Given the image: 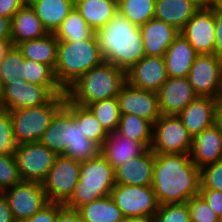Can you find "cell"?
<instances>
[{
    "label": "cell",
    "mask_w": 222,
    "mask_h": 222,
    "mask_svg": "<svg viewBox=\"0 0 222 222\" xmlns=\"http://www.w3.org/2000/svg\"><path fill=\"white\" fill-rule=\"evenodd\" d=\"M218 102L217 98L197 96L177 115L191 137L215 124V110Z\"/></svg>",
    "instance_id": "21"
},
{
    "label": "cell",
    "mask_w": 222,
    "mask_h": 222,
    "mask_svg": "<svg viewBox=\"0 0 222 222\" xmlns=\"http://www.w3.org/2000/svg\"><path fill=\"white\" fill-rule=\"evenodd\" d=\"M146 149L141 142L126 138L115 131L109 133L100 146V154L115 169L141 155Z\"/></svg>",
    "instance_id": "23"
},
{
    "label": "cell",
    "mask_w": 222,
    "mask_h": 222,
    "mask_svg": "<svg viewBox=\"0 0 222 222\" xmlns=\"http://www.w3.org/2000/svg\"><path fill=\"white\" fill-rule=\"evenodd\" d=\"M200 189L222 191V159L203 166L201 169Z\"/></svg>",
    "instance_id": "42"
},
{
    "label": "cell",
    "mask_w": 222,
    "mask_h": 222,
    "mask_svg": "<svg viewBox=\"0 0 222 222\" xmlns=\"http://www.w3.org/2000/svg\"><path fill=\"white\" fill-rule=\"evenodd\" d=\"M115 185V169L99 153L80 163L79 182L64 206L77 210L91 201L109 196Z\"/></svg>",
    "instance_id": "6"
},
{
    "label": "cell",
    "mask_w": 222,
    "mask_h": 222,
    "mask_svg": "<svg viewBox=\"0 0 222 222\" xmlns=\"http://www.w3.org/2000/svg\"><path fill=\"white\" fill-rule=\"evenodd\" d=\"M210 2H187L184 0H156L154 18L175 26L179 31L189 19Z\"/></svg>",
    "instance_id": "26"
},
{
    "label": "cell",
    "mask_w": 222,
    "mask_h": 222,
    "mask_svg": "<svg viewBox=\"0 0 222 222\" xmlns=\"http://www.w3.org/2000/svg\"><path fill=\"white\" fill-rule=\"evenodd\" d=\"M56 95H66L61 87L31 84L17 78L0 90V109L13 111L48 104Z\"/></svg>",
    "instance_id": "8"
},
{
    "label": "cell",
    "mask_w": 222,
    "mask_h": 222,
    "mask_svg": "<svg viewBox=\"0 0 222 222\" xmlns=\"http://www.w3.org/2000/svg\"><path fill=\"white\" fill-rule=\"evenodd\" d=\"M0 222H15L7 199L0 193Z\"/></svg>",
    "instance_id": "48"
},
{
    "label": "cell",
    "mask_w": 222,
    "mask_h": 222,
    "mask_svg": "<svg viewBox=\"0 0 222 222\" xmlns=\"http://www.w3.org/2000/svg\"><path fill=\"white\" fill-rule=\"evenodd\" d=\"M125 83L126 71L103 61L83 74L65 93L72 103L87 106L95 101L117 98Z\"/></svg>",
    "instance_id": "4"
},
{
    "label": "cell",
    "mask_w": 222,
    "mask_h": 222,
    "mask_svg": "<svg viewBox=\"0 0 222 222\" xmlns=\"http://www.w3.org/2000/svg\"><path fill=\"white\" fill-rule=\"evenodd\" d=\"M25 58L21 50L14 45H10L0 60V90L5 85H10V81L21 78L23 63Z\"/></svg>",
    "instance_id": "36"
},
{
    "label": "cell",
    "mask_w": 222,
    "mask_h": 222,
    "mask_svg": "<svg viewBox=\"0 0 222 222\" xmlns=\"http://www.w3.org/2000/svg\"><path fill=\"white\" fill-rule=\"evenodd\" d=\"M121 115L133 114L154 124L162 115L156 92L123 85L117 95Z\"/></svg>",
    "instance_id": "16"
},
{
    "label": "cell",
    "mask_w": 222,
    "mask_h": 222,
    "mask_svg": "<svg viewBox=\"0 0 222 222\" xmlns=\"http://www.w3.org/2000/svg\"><path fill=\"white\" fill-rule=\"evenodd\" d=\"M155 153L147 148L141 155L115 168L116 184L152 186Z\"/></svg>",
    "instance_id": "19"
},
{
    "label": "cell",
    "mask_w": 222,
    "mask_h": 222,
    "mask_svg": "<svg viewBox=\"0 0 222 222\" xmlns=\"http://www.w3.org/2000/svg\"><path fill=\"white\" fill-rule=\"evenodd\" d=\"M58 203L49 202L31 218L24 222H56Z\"/></svg>",
    "instance_id": "45"
},
{
    "label": "cell",
    "mask_w": 222,
    "mask_h": 222,
    "mask_svg": "<svg viewBox=\"0 0 222 222\" xmlns=\"http://www.w3.org/2000/svg\"><path fill=\"white\" fill-rule=\"evenodd\" d=\"M58 41H82L93 38L96 32L74 7L54 33Z\"/></svg>",
    "instance_id": "33"
},
{
    "label": "cell",
    "mask_w": 222,
    "mask_h": 222,
    "mask_svg": "<svg viewBox=\"0 0 222 222\" xmlns=\"http://www.w3.org/2000/svg\"><path fill=\"white\" fill-rule=\"evenodd\" d=\"M167 78L164 57L144 56L126 71L129 85L153 92H157Z\"/></svg>",
    "instance_id": "17"
},
{
    "label": "cell",
    "mask_w": 222,
    "mask_h": 222,
    "mask_svg": "<svg viewBox=\"0 0 222 222\" xmlns=\"http://www.w3.org/2000/svg\"><path fill=\"white\" fill-rule=\"evenodd\" d=\"M188 79L197 96L218 99L222 81V57L199 54L191 66Z\"/></svg>",
    "instance_id": "14"
},
{
    "label": "cell",
    "mask_w": 222,
    "mask_h": 222,
    "mask_svg": "<svg viewBox=\"0 0 222 222\" xmlns=\"http://www.w3.org/2000/svg\"><path fill=\"white\" fill-rule=\"evenodd\" d=\"M87 107L108 133L117 130L121 117L117 98L95 101L88 104Z\"/></svg>",
    "instance_id": "35"
},
{
    "label": "cell",
    "mask_w": 222,
    "mask_h": 222,
    "mask_svg": "<svg viewBox=\"0 0 222 222\" xmlns=\"http://www.w3.org/2000/svg\"><path fill=\"white\" fill-rule=\"evenodd\" d=\"M29 5L48 33H55L75 7V0H35Z\"/></svg>",
    "instance_id": "27"
},
{
    "label": "cell",
    "mask_w": 222,
    "mask_h": 222,
    "mask_svg": "<svg viewBox=\"0 0 222 222\" xmlns=\"http://www.w3.org/2000/svg\"><path fill=\"white\" fill-rule=\"evenodd\" d=\"M96 37L103 60L124 71L145 56L140 28L119 11L96 31Z\"/></svg>",
    "instance_id": "2"
},
{
    "label": "cell",
    "mask_w": 222,
    "mask_h": 222,
    "mask_svg": "<svg viewBox=\"0 0 222 222\" xmlns=\"http://www.w3.org/2000/svg\"><path fill=\"white\" fill-rule=\"evenodd\" d=\"M155 222H191L187 203L159 205Z\"/></svg>",
    "instance_id": "40"
},
{
    "label": "cell",
    "mask_w": 222,
    "mask_h": 222,
    "mask_svg": "<svg viewBox=\"0 0 222 222\" xmlns=\"http://www.w3.org/2000/svg\"><path fill=\"white\" fill-rule=\"evenodd\" d=\"M48 31L42 25L30 5L25 4L11 18V41L10 45L18 44L45 37Z\"/></svg>",
    "instance_id": "24"
},
{
    "label": "cell",
    "mask_w": 222,
    "mask_h": 222,
    "mask_svg": "<svg viewBox=\"0 0 222 222\" xmlns=\"http://www.w3.org/2000/svg\"><path fill=\"white\" fill-rule=\"evenodd\" d=\"M116 132L126 138L141 142L146 148L152 145L153 124L136 115H121Z\"/></svg>",
    "instance_id": "32"
},
{
    "label": "cell",
    "mask_w": 222,
    "mask_h": 222,
    "mask_svg": "<svg viewBox=\"0 0 222 222\" xmlns=\"http://www.w3.org/2000/svg\"><path fill=\"white\" fill-rule=\"evenodd\" d=\"M186 203L191 222H222L200 194L191 197Z\"/></svg>",
    "instance_id": "39"
},
{
    "label": "cell",
    "mask_w": 222,
    "mask_h": 222,
    "mask_svg": "<svg viewBox=\"0 0 222 222\" xmlns=\"http://www.w3.org/2000/svg\"><path fill=\"white\" fill-rule=\"evenodd\" d=\"M213 15L215 24L214 54L222 57V2L213 0Z\"/></svg>",
    "instance_id": "43"
},
{
    "label": "cell",
    "mask_w": 222,
    "mask_h": 222,
    "mask_svg": "<svg viewBox=\"0 0 222 222\" xmlns=\"http://www.w3.org/2000/svg\"><path fill=\"white\" fill-rule=\"evenodd\" d=\"M0 41L8 42L11 41V20L0 16Z\"/></svg>",
    "instance_id": "49"
},
{
    "label": "cell",
    "mask_w": 222,
    "mask_h": 222,
    "mask_svg": "<svg viewBox=\"0 0 222 222\" xmlns=\"http://www.w3.org/2000/svg\"><path fill=\"white\" fill-rule=\"evenodd\" d=\"M189 44L199 54H214L215 24L213 15V0L200 8L180 30Z\"/></svg>",
    "instance_id": "15"
},
{
    "label": "cell",
    "mask_w": 222,
    "mask_h": 222,
    "mask_svg": "<svg viewBox=\"0 0 222 222\" xmlns=\"http://www.w3.org/2000/svg\"><path fill=\"white\" fill-rule=\"evenodd\" d=\"M209 207L218 215L222 220V191L212 189H200L199 193Z\"/></svg>",
    "instance_id": "44"
},
{
    "label": "cell",
    "mask_w": 222,
    "mask_h": 222,
    "mask_svg": "<svg viewBox=\"0 0 222 222\" xmlns=\"http://www.w3.org/2000/svg\"><path fill=\"white\" fill-rule=\"evenodd\" d=\"M9 203L15 222H24L49 201L42 183L21 181L2 192Z\"/></svg>",
    "instance_id": "12"
},
{
    "label": "cell",
    "mask_w": 222,
    "mask_h": 222,
    "mask_svg": "<svg viewBox=\"0 0 222 222\" xmlns=\"http://www.w3.org/2000/svg\"><path fill=\"white\" fill-rule=\"evenodd\" d=\"M75 8L95 32L118 11L117 0H75Z\"/></svg>",
    "instance_id": "29"
},
{
    "label": "cell",
    "mask_w": 222,
    "mask_h": 222,
    "mask_svg": "<svg viewBox=\"0 0 222 222\" xmlns=\"http://www.w3.org/2000/svg\"><path fill=\"white\" fill-rule=\"evenodd\" d=\"M66 95H56L48 104L9 111L17 145L39 142Z\"/></svg>",
    "instance_id": "7"
},
{
    "label": "cell",
    "mask_w": 222,
    "mask_h": 222,
    "mask_svg": "<svg viewBox=\"0 0 222 222\" xmlns=\"http://www.w3.org/2000/svg\"><path fill=\"white\" fill-rule=\"evenodd\" d=\"M103 61L96 35L76 42L59 41L54 74L60 87L66 91L83 74Z\"/></svg>",
    "instance_id": "5"
},
{
    "label": "cell",
    "mask_w": 222,
    "mask_h": 222,
    "mask_svg": "<svg viewBox=\"0 0 222 222\" xmlns=\"http://www.w3.org/2000/svg\"><path fill=\"white\" fill-rule=\"evenodd\" d=\"M215 125L218 127L222 135V103L218 102L215 110Z\"/></svg>",
    "instance_id": "50"
},
{
    "label": "cell",
    "mask_w": 222,
    "mask_h": 222,
    "mask_svg": "<svg viewBox=\"0 0 222 222\" xmlns=\"http://www.w3.org/2000/svg\"><path fill=\"white\" fill-rule=\"evenodd\" d=\"M21 181L15 156L0 154V193Z\"/></svg>",
    "instance_id": "38"
},
{
    "label": "cell",
    "mask_w": 222,
    "mask_h": 222,
    "mask_svg": "<svg viewBox=\"0 0 222 222\" xmlns=\"http://www.w3.org/2000/svg\"><path fill=\"white\" fill-rule=\"evenodd\" d=\"M156 0H117V10L140 27L154 18Z\"/></svg>",
    "instance_id": "34"
},
{
    "label": "cell",
    "mask_w": 222,
    "mask_h": 222,
    "mask_svg": "<svg viewBox=\"0 0 222 222\" xmlns=\"http://www.w3.org/2000/svg\"><path fill=\"white\" fill-rule=\"evenodd\" d=\"M199 53L179 34L164 55L168 77H188L191 66Z\"/></svg>",
    "instance_id": "25"
},
{
    "label": "cell",
    "mask_w": 222,
    "mask_h": 222,
    "mask_svg": "<svg viewBox=\"0 0 222 222\" xmlns=\"http://www.w3.org/2000/svg\"><path fill=\"white\" fill-rule=\"evenodd\" d=\"M80 162L57 155L47 177L42 182L49 202L65 204L79 182Z\"/></svg>",
    "instance_id": "9"
},
{
    "label": "cell",
    "mask_w": 222,
    "mask_h": 222,
    "mask_svg": "<svg viewBox=\"0 0 222 222\" xmlns=\"http://www.w3.org/2000/svg\"><path fill=\"white\" fill-rule=\"evenodd\" d=\"M189 155L200 169L222 159V135L215 124L192 137Z\"/></svg>",
    "instance_id": "22"
},
{
    "label": "cell",
    "mask_w": 222,
    "mask_h": 222,
    "mask_svg": "<svg viewBox=\"0 0 222 222\" xmlns=\"http://www.w3.org/2000/svg\"><path fill=\"white\" fill-rule=\"evenodd\" d=\"M40 142L56 155H64L80 163L100 153V146L84 136L74 114L65 105L53 116Z\"/></svg>",
    "instance_id": "3"
},
{
    "label": "cell",
    "mask_w": 222,
    "mask_h": 222,
    "mask_svg": "<svg viewBox=\"0 0 222 222\" xmlns=\"http://www.w3.org/2000/svg\"><path fill=\"white\" fill-rule=\"evenodd\" d=\"M56 222H83L76 209H70L58 203V214Z\"/></svg>",
    "instance_id": "47"
},
{
    "label": "cell",
    "mask_w": 222,
    "mask_h": 222,
    "mask_svg": "<svg viewBox=\"0 0 222 222\" xmlns=\"http://www.w3.org/2000/svg\"><path fill=\"white\" fill-rule=\"evenodd\" d=\"M145 56L164 57L180 31L164 21L152 18L139 27Z\"/></svg>",
    "instance_id": "20"
},
{
    "label": "cell",
    "mask_w": 222,
    "mask_h": 222,
    "mask_svg": "<svg viewBox=\"0 0 222 222\" xmlns=\"http://www.w3.org/2000/svg\"><path fill=\"white\" fill-rule=\"evenodd\" d=\"M123 222H155L154 217H125Z\"/></svg>",
    "instance_id": "51"
},
{
    "label": "cell",
    "mask_w": 222,
    "mask_h": 222,
    "mask_svg": "<svg viewBox=\"0 0 222 222\" xmlns=\"http://www.w3.org/2000/svg\"><path fill=\"white\" fill-rule=\"evenodd\" d=\"M77 211L83 222H123L125 219L110 195L80 206Z\"/></svg>",
    "instance_id": "30"
},
{
    "label": "cell",
    "mask_w": 222,
    "mask_h": 222,
    "mask_svg": "<svg viewBox=\"0 0 222 222\" xmlns=\"http://www.w3.org/2000/svg\"><path fill=\"white\" fill-rule=\"evenodd\" d=\"M25 4V0H0V16L11 20Z\"/></svg>",
    "instance_id": "46"
},
{
    "label": "cell",
    "mask_w": 222,
    "mask_h": 222,
    "mask_svg": "<svg viewBox=\"0 0 222 222\" xmlns=\"http://www.w3.org/2000/svg\"><path fill=\"white\" fill-rule=\"evenodd\" d=\"M10 46V44L8 42H1L0 41V60L2 59L5 51L7 50V48Z\"/></svg>",
    "instance_id": "52"
},
{
    "label": "cell",
    "mask_w": 222,
    "mask_h": 222,
    "mask_svg": "<svg viewBox=\"0 0 222 222\" xmlns=\"http://www.w3.org/2000/svg\"><path fill=\"white\" fill-rule=\"evenodd\" d=\"M59 41L54 33H49L40 39L24 41L17 45L25 59L46 64L53 70L57 63Z\"/></svg>",
    "instance_id": "28"
},
{
    "label": "cell",
    "mask_w": 222,
    "mask_h": 222,
    "mask_svg": "<svg viewBox=\"0 0 222 222\" xmlns=\"http://www.w3.org/2000/svg\"><path fill=\"white\" fill-rule=\"evenodd\" d=\"M218 101L222 103V81H221V89H220Z\"/></svg>",
    "instance_id": "54"
},
{
    "label": "cell",
    "mask_w": 222,
    "mask_h": 222,
    "mask_svg": "<svg viewBox=\"0 0 222 222\" xmlns=\"http://www.w3.org/2000/svg\"><path fill=\"white\" fill-rule=\"evenodd\" d=\"M156 93L162 115L177 116L197 97L188 77H168Z\"/></svg>",
    "instance_id": "18"
},
{
    "label": "cell",
    "mask_w": 222,
    "mask_h": 222,
    "mask_svg": "<svg viewBox=\"0 0 222 222\" xmlns=\"http://www.w3.org/2000/svg\"><path fill=\"white\" fill-rule=\"evenodd\" d=\"M21 78L31 84L46 87H60L56 80L54 70L50 66L28 59H25L23 63Z\"/></svg>",
    "instance_id": "37"
},
{
    "label": "cell",
    "mask_w": 222,
    "mask_h": 222,
    "mask_svg": "<svg viewBox=\"0 0 222 222\" xmlns=\"http://www.w3.org/2000/svg\"><path fill=\"white\" fill-rule=\"evenodd\" d=\"M14 156L22 181L42 183L57 155L39 141L17 145Z\"/></svg>",
    "instance_id": "11"
},
{
    "label": "cell",
    "mask_w": 222,
    "mask_h": 222,
    "mask_svg": "<svg viewBox=\"0 0 222 222\" xmlns=\"http://www.w3.org/2000/svg\"><path fill=\"white\" fill-rule=\"evenodd\" d=\"M33 1H35V0H25L26 4H28V5Z\"/></svg>",
    "instance_id": "55"
},
{
    "label": "cell",
    "mask_w": 222,
    "mask_h": 222,
    "mask_svg": "<svg viewBox=\"0 0 222 222\" xmlns=\"http://www.w3.org/2000/svg\"><path fill=\"white\" fill-rule=\"evenodd\" d=\"M64 105L74 114L84 136L101 146L109 133L102 127L90 109L87 106L72 103L67 97Z\"/></svg>",
    "instance_id": "31"
},
{
    "label": "cell",
    "mask_w": 222,
    "mask_h": 222,
    "mask_svg": "<svg viewBox=\"0 0 222 222\" xmlns=\"http://www.w3.org/2000/svg\"><path fill=\"white\" fill-rule=\"evenodd\" d=\"M187 2H210L211 0H184Z\"/></svg>",
    "instance_id": "53"
},
{
    "label": "cell",
    "mask_w": 222,
    "mask_h": 222,
    "mask_svg": "<svg viewBox=\"0 0 222 222\" xmlns=\"http://www.w3.org/2000/svg\"><path fill=\"white\" fill-rule=\"evenodd\" d=\"M110 196L125 217H154L158 211L159 203L152 186L116 184Z\"/></svg>",
    "instance_id": "13"
},
{
    "label": "cell",
    "mask_w": 222,
    "mask_h": 222,
    "mask_svg": "<svg viewBox=\"0 0 222 222\" xmlns=\"http://www.w3.org/2000/svg\"><path fill=\"white\" fill-rule=\"evenodd\" d=\"M200 187L201 170L189 153H155L152 188L159 205L185 203Z\"/></svg>",
    "instance_id": "1"
},
{
    "label": "cell",
    "mask_w": 222,
    "mask_h": 222,
    "mask_svg": "<svg viewBox=\"0 0 222 222\" xmlns=\"http://www.w3.org/2000/svg\"><path fill=\"white\" fill-rule=\"evenodd\" d=\"M192 137L181 119L174 115H161L153 124L150 149L158 154L190 153Z\"/></svg>",
    "instance_id": "10"
},
{
    "label": "cell",
    "mask_w": 222,
    "mask_h": 222,
    "mask_svg": "<svg viewBox=\"0 0 222 222\" xmlns=\"http://www.w3.org/2000/svg\"><path fill=\"white\" fill-rule=\"evenodd\" d=\"M16 147L10 113L0 109V154L14 155Z\"/></svg>",
    "instance_id": "41"
}]
</instances>
